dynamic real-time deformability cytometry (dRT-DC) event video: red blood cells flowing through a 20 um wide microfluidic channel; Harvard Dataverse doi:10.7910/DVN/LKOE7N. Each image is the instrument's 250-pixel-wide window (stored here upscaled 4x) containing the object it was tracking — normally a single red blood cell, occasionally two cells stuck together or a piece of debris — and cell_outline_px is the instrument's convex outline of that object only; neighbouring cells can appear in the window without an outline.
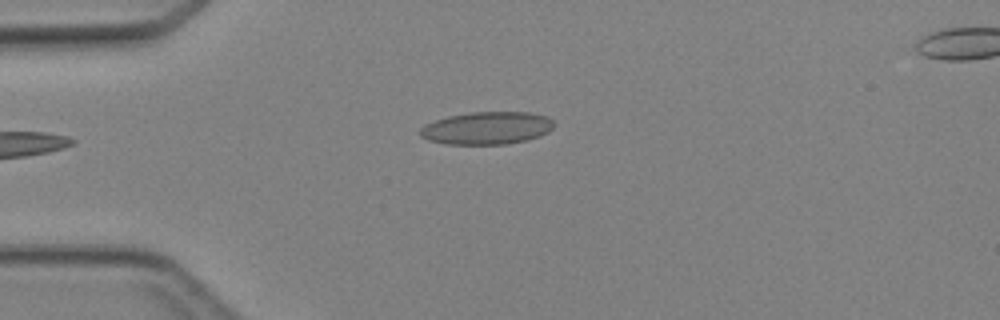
{"species": "Egyptian fruit bat (a non-hibernating species)", "species_latin": "Rousettus aegyptiacus", "temperature_condition": "cold", "stored_images_in_passage": 2, "camera_frame_rate_fps": 3000, "um_per_image_px": 0.085, "animal": {"sex": "female"}, "frame": {"image": 1, "passage_image": 2, "time_ms": 1.333, "image_size_px": [1000, 320], "cell_outline_px": [[556, 124], [548, 132], [540, 136], [528, 140], [504, 144], [448, 144], [428, 140], [420, 136], [420, 128], [424, 124], [448, 116], [472, 112], [528, 112], [548, 116]], "centroid_in_image_um": [41.41, 10.88], "position_along_channel_um": 43.6, "area_um2": 25.55}}